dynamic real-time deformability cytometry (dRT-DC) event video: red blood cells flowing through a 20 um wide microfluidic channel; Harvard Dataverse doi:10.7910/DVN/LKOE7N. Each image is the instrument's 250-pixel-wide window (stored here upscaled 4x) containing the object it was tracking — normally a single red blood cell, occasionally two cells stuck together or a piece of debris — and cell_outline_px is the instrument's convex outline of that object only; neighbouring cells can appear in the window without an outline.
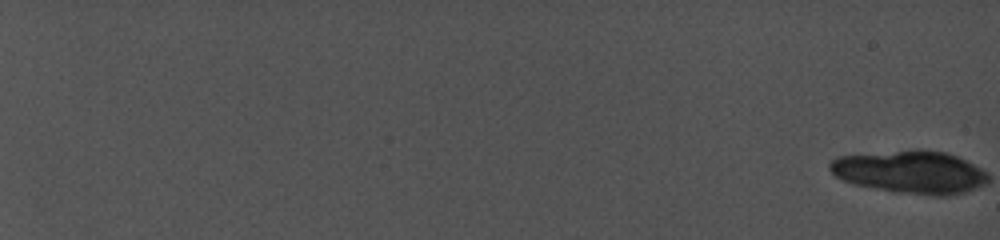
{"species": "common noctule bat (a hibernating species)", "species_latin": "Nyctalus noctula", "temperature_condition": "cold", "stored_images_in_passage": 8, "camera_frame_rate_fps": 5000, "um_per_image_px": 0.085, "animal": {"sex": "female", "body_mass_g": 19.0, "forearm_length_mm": 56.7}, "frame": {"image": 1, "passage_image": 1, "time_ms": 0.0, "image_size_px": [1000, 240], "cell_outline_px": [[984, 180], [960, 192], [936, 196], [884, 188], [860, 184], [836, 176], [832, 172], [832, 164], [836, 160], [848, 156], [904, 152], [936, 152], [960, 160], [968, 164], [980, 172], [984, 176]], "centroid_in_image_um": [77.3, 14.65], "position_along_channel_um": 7.7, "area_um2": 34.68}}